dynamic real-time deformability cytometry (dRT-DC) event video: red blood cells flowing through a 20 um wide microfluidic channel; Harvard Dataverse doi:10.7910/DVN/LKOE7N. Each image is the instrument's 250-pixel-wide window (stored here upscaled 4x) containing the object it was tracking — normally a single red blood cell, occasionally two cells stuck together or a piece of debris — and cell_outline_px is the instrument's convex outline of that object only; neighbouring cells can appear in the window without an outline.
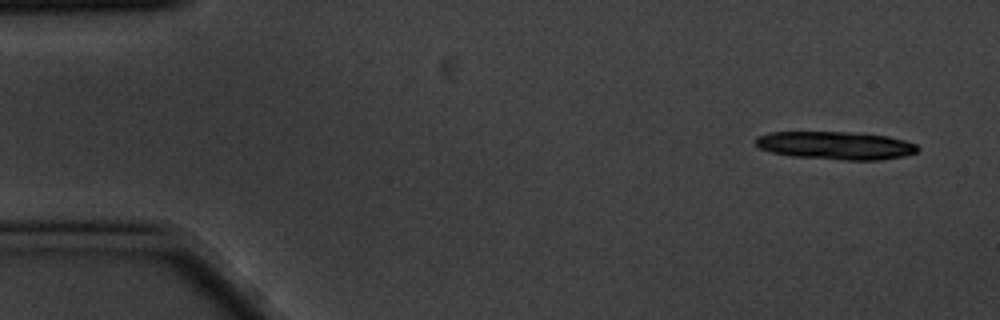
{"species": "common noctule bat (a hibernating species)", "species_latin": "Nyctalus noctula", "temperature_condition": "cold", "stored_images_in_passage": 6, "camera_frame_rate_fps": 3000, "um_per_image_px": 0.085, "animal": {"sex": "male", "body_mass_g": 20.1, "forearm_length_mm": 53.5}, "frame": {"image": 1, "passage_image": 1, "time_ms": 0.0, "image_size_px": [1000, 320], "cell_outline_px": [[920, 148], [916, 152], [904, 156], [880, 160], [844, 160], [792, 156], [772, 152], [760, 148], [756, 144], [756, 136], [768, 132], [852, 132], [888, 136], [904, 140], [916, 144]], "centroid_in_image_um": [71.05, 12.36], "position_along_channel_um": 14.0, "area_um2": 26.47}}